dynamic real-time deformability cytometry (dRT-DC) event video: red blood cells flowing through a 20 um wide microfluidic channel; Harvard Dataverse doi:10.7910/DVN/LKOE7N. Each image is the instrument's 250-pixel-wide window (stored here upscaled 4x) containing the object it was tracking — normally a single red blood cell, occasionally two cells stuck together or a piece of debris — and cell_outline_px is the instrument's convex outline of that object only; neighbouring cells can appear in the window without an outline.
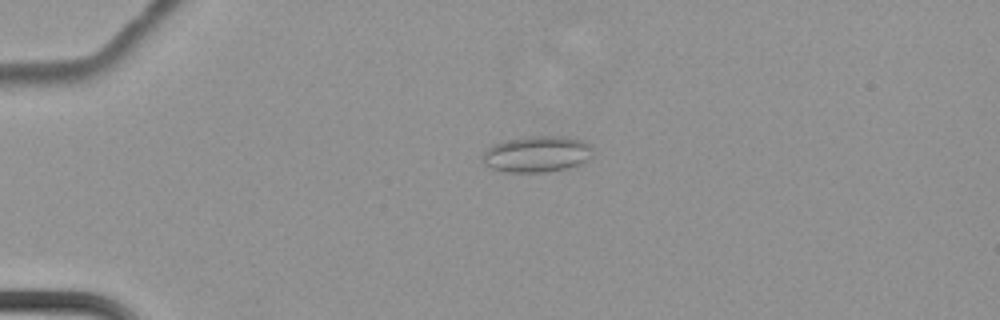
{"species": "common noctule bat (a hibernating species)", "species_latin": "Nyctalus noctula", "temperature_condition": "cold", "stored_images_in_passage": 8, "camera_frame_rate_fps": 3000, "um_per_image_px": 0.085, "animal": {"sex": "female", "body_mass_g": 22.7, "forearm_length_mm": 54.2}, "frame": {"image": 1, "passage_image": 5, "time_ms": 1.333, "image_size_px": [1000, 320], "cell_outline_px": [[592, 156], [588, 160], [580, 164], [568, 168], [544, 172], [504, 172], [492, 168], [484, 164], [480, 160], [480, 156], [492, 144], [504, 140], [528, 136], [568, 136], [592, 144]], "centroid_in_image_um": [45.62, 13.09], "position_along_channel_um": 39.4, "area_um2": 23.7}}